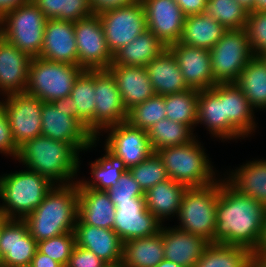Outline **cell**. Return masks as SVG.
<instances>
[{"mask_svg": "<svg viewBox=\"0 0 266 267\" xmlns=\"http://www.w3.org/2000/svg\"><path fill=\"white\" fill-rule=\"evenodd\" d=\"M224 109L225 117L244 136L256 129L253 107L235 83H224Z\"/></svg>", "mask_w": 266, "mask_h": 267, "instance_id": "obj_34", "label": "cell"}, {"mask_svg": "<svg viewBox=\"0 0 266 267\" xmlns=\"http://www.w3.org/2000/svg\"><path fill=\"white\" fill-rule=\"evenodd\" d=\"M18 267H32L31 265H26V266H18Z\"/></svg>", "mask_w": 266, "mask_h": 267, "instance_id": "obj_61", "label": "cell"}, {"mask_svg": "<svg viewBox=\"0 0 266 267\" xmlns=\"http://www.w3.org/2000/svg\"><path fill=\"white\" fill-rule=\"evenodd\" d=\"M105 155L98 158L90 165L93 180L82 181L77 180L78 188H92L100 191H107L110 188L118 185V181L128 171L123 160L105 147Z\"/></svg>", "mask_w": 266, "mask_h": 267, "instance_id": "obj_36", "label": "cell"}, {"mask_svg": "<svg viewBox=\"0 0 266 267\" xmlns=\"http://www.w3.org/2000/svg\"><path fill=\"white\" fill-rule=\"evenodd\" d=\"M147 29L166 47L180 41L186 15L175 0H141Z\"/></svg>", "mask_w": 266, "mask_h": 267, "instance_id": "obj_18", "label": "cell"}, {"mask_svg": "<svg viewBox=\"0 0 266 267\" xmlns=\"http://www.w3.org/2000/svg\"><path fill=\"white\" fill-rule=\"evenodd\" d=\"M217 180L203 187H187L183 194L178 219V228L199 236L214 244L216 208L219 197Z\"/></svg>", "mask_w": 266, "mask_h": 267, "instance_id": "obj_6", "label": "cell"}, {"mask_svg": "<svg viewBox=\"0 0 266 267\" xmlns=\"http://www.w3.org/2000/svg\"><path fill=\"white\" fill-rule=\"evenodd\" d=\"M261 57H262L263 60L266 62V52H265L264 54H262Z\"/></svg>", "mask_w": 266, "mask_h": 267, "instance_id": "obj_59", "label": "cell"}, {"mask_svg": "<svg viewBox=\"0 0 266 267\" xmlns=\"http://www.w3.org/2000/svg\"><path fill=\"white\" fill-rule=\"evenodd\" d=\"M204 13L224 28L244 29L248 12L236 0H207Z\"/></svg>", "mask_w": 266, "mask_h": 267, "instance_id": "obj_41", "label": "cell"}, {"mask_svg": "<svg viewBox=\"0 0 266 267\" xmlns=\"http://www.w3.org/2000/svg\"><path fill=\"white\" fill-rule=\"evenodd\" d=\"M95 82V137L107 127L127 121L125 108L114 76L107 69L94 70Z\"/></svg>", "mask_w": 266, "mask_h": 267, "instance_id": "obj_14", "label": "cell"}, {"mask_svg": "<svg viewBox=\"0 0 266 267\" xmlns=\"http://www.w3.org/2000/svg\"><path fill=\"white\" fill-rule=\"evenodd\" d=\"M166 118L164 96L155 94L128 111L127 121L134 127L148 131L155 123Z\"/></svg>", "mask_w": 266, "mask_h": 267, "instance_id": "obj_42", "label": "cell"}, {"mask_svg": "<svg viewBox=\"0 0 266 267\" xmlns=\"http://www.w3.org/2000/svg\"><path fill=\"white\" fill-rule=\"evenodd\" d=\"M106 42L114 54L147 30L146 14L141 0L98 13Z\"/></svg>", "mask_w": 266, "mask_h": 267, "instance_id": "obj_11", "label": "cell"}, {"mask_svg": "<svg viewBox=\"0 0 266 267\" xmlns=\"http://www.w3.org/2000/svg\"><path fill=\"white\" fill-rule=\"evenodd\" d=\"M46 21L43 12L30 1L0 19V36L32 58L39 57Z\"/></svg>", "mask_w": 266, "mask_h": 267, "instance_id": "obj_8", "label": "cell"}, {"mask_svg": "<svg viewBox=\"0 0 266 267\" xmlns=\"http://www.w3.org/2000/svg\"><path fill=\"white\" fill-rule=\"evenodd\" d=\"M9 220L4 212L0 211V232L4 226V224Z\"/></svg>", "mask_w": 266, "mask_h": 267, "instance_id": "obj_58", "label": "cell"}, {"mask_svg": "<svg viewBox=\"0 0 266 267\" xmlns=\"http://www.w3.org/2000/svg\"><path fill=\"white\" fill-rule=\"evenodd\" d=\"M84 71L85 69L78 65L33 57L25 93L43 102L63 99L70 96L75 81Z\"/></svg>", "mask_w": 266, "mask_h": 267, "instance_id": "obj_7", "label": "cell"}, {"mask_svg": "<svg viewBox=\"0 0 266 267\" xmlns=\"http://www.w3.org/2000/svg\"><path fill=\"white\" fill-rule=\"evenodd\" d=\"M113 230L123 243L160 232L162 223L146 208L144 197L132 202H117Z\"/></svg>", "mask_w": 266, "mask_h": 267, "instance_id": "obj_15", "label": "cell"}, {"mask_svg": "<svg viewBox=\"0 0 266 267\" xmlns=\"http://www.w3.org/2000/svg\"><path fill=\"white\" fill-rule=\"evenodd\" d=\"M192 130L194 129L168 118L158 121L147 131L152 151L190 143L196 137Z\"/></svg>", "mask_w": 266, "mask_h": 267, "instance_id": "obj_38", "label": "cell"}, {"mask_svg": "<svg viewBox=\"0 0 266 267\" xmlns=\"http://www.w3.org/2000/svg\"><path fill=\"white\" fill-rule=\"evenodd\" d=\"M252 267H266V258L254 256L252 259Z\"/></svg>", "mask_w": 266, "mask_h": 267, "instance_id": "obj_55", "label": "cell"}, {"mask_svg": "<svg viewBox=\"0 0 266 267\" xmlns=\"http://www.w3.org/2000/svg\"><path fill=\"white\" fill-rule=\"evenodd\" d=\"M211 67L216 83H235L255 56L245 29L226 30L211 49Z\"/></svg>", "mask_w": 266, "mask_h": 267, "instance_id": "obj_10", "label": "cell"}, {"mask_svg": "<svg viewBox=\"0 0 266 267\" xmlns=\"http://www.w3.org/2000/svg\"><path fill=\"white\" fill-rule=\"evenodd\" d=\"M47 19L76 22L93 13L89 0H32Z\"/></svg>", "mask_w": 266, "mask_h": 267, "instance_id": "obj_40", "label": "cell"}, {"mask_svg": "<svg viewBox=\"0 0 266 267\" xmlns=\"http://www.w3.org/2000/svg\"><path fill=\"white\" fill-rule=\"evenodd\" d=\"M250 47L255 56L266 52V10H255L248 13L245 25Z\"/></svg>", "mask_w": 266, "mask_h": 267, "instance_id": "obj_45", "label": "cell"}, {"mask_svg": "<svg viewBox=\"0 0 266 267\" xmlns=\"http://www.w3.org/2000/svg\"><path fill=\"white\" fill-rule=\"evenodd\" d=\"M266 207L244 196L226 179L219 183L214 244L258 249L264 228Z\"/></svg>", "mask_w": 266, "mask_h": 267, "instance_id": "obj_1", "label": "cell"}, {"mask_svg": "<svg viewBox=\"0 0 266 267\" xmlns=\"http://www.w3.org/2000/svg\"><path fill=\"white\" fill-rule=\"evenodd\" d=\"M74 233L77 246L92 251L107 265L121 266L124 243L113 229L90 226L77 218Z\"/></svg>", "mask_w": 266, "mask_h": 267, "instance_id": "obj_21", "label": "cell"}, {"mask_svg": "<svg viewBox=\"0 0 266 267\" xmlns=\"http://www.w3.org/2000/svg\"><path fill=\"white\" fill-rule=\"evenodd\" d=\"M145 67L153 90L157 95L165 96L190 88L184 80L175 56L168 48Z\"/></svg>", "mask_w": 266, "mask_h": 267, "instance_id": "obj_26", "label": "cell"}, {"mask_svg": "<svg viewBox=\"0 0 266 267\" xmlns=\"http://www.w3.org/2000/svg\"><path fill=\"white\" fill-rule=\"evenodd\" d=\"M73 99L66 96L42 104L41 135L71 144L79 153L95 147L97 137L73 116Z\"/></svg>", "mask_w": 266, "mask_h": 267, "instance_id": "obj_9", "label": "cell"}, {"mask_svg": "<svg viewBox=\"0 0 266 267\" xmlns=\"http://www.w3.org/2000/svg\"><path fill=\"white\" fill-rule=\"evenodd\" d=\"M92 11L98 14L107 9L126 6L137 2L138 0H89Z\"/></svg>", "mask_w": 266, "mask_h": 267, "instance_id": "obj_49", "label": "cell"}, {"mask_svg": "<svg viewBox=\"0 0 266 267\" xmlns=\"http://www.w3.org/2000/svg\"><path fill=\"white\" fill-rule=\"evenodd\" d=\"M128 171L144 192L169 178L163 161L156 152H152L144 161Z\"/></svg>", "mask_w": 266, "mask_h": 267, "instance_id": "obj_43", "label": "cell"}, {"mask_svg": "<svg viewBox=\"0 0 266 267\" xmlns=\"http://www.w3.org/2000/svg\"><path fill=\"white\" fill-rule=\"evenodd\" d=\"M107 193L114 205L117 202H132V198L144 197V191L129 171L123 173L118 185L107 190Z\"/></svg>", "mask_w": 266, "mask_h": 267, "instance_id": "obj_46", "label": "cell"}, {"mask_svg": "<svg viewBox=\"0 0 266 267\" xmlns=\"http://www.w3.org/2000/svg\"><path fill=\"white\" fill-rule=\"evenodd\" d=\"M187 186L168 178L144 192L146 208L162 223L168 216L178 215Z\"/></svg>", "mask_w": 266, "mask_h": 267, "instance_id": "obj_28", "label": "cell"}, {"mask_svg": "<svg viewBox=\"0 0 266 267\" xmlns=\"http://www.w3.org/2000/svg\"><path fill=\"white\" fill-rule=\"evenodd\" d=\"M32 57L0 36V92L24 93Z\"/></svg>", "mask_w": 266, "mask_h": 267, "instance_id": "obj_23", "label": "cell"}, {"mask_svg": "<svg viewBox=\"0 0 266 267\" xmlns=\"http://www.w3.org/2000/svg\"><path fill=\"white\" fill-rule=\"evenodd\" d=\"M115 210L107 191L78 188V218L84 224L113 229Z\"/></svg>", "mask_w": 266, "mask_h": 267, "instance_id": "obj_27", "label": "cell"}, {"mask_svg": "<svg viewBox=\"0 0 266 267\" xmlns=\"http://www.w3.org/2000/svg\"><path fill=\"white\" fill-rule=\"evenodd\" d=\"M197 124H205L209 134L231 140L245 136L225 117L224 83L199 90Z\"/></svg>", "mask_w": 266, "mask_h": 267, "instance_id": "obj_17", "label": "cell"}, {"mask_svg": "<svg viewBox=\"0 0 266 267\" xmlns=\"http://www.w3.org/2000/svg\"><path fill=\"white\" fill-rule=\"evenodd\" d=\"M164 259L160 232L150 237L131 239L123 244L120 267H156Z\"/></svg>", "mask_w": 266, "mask_h": 267, "instance_id": "obj_32", "label": "cell"}, {"mask_svg": "<svg viewBox=\"0 0 266 267\" xmlns=\"http://www.w3.org/2000/svg\"><path fill=\"white\" fill-rule=\"evenodd\" d=\"M253 257L245 247L209 243L194 267H252Z\"/></svg>", "mask_w": 266, "mask_h": 267, "instance_id": "obj_37", "label": "cell"}, {"mask_svg": "<svg viewBox=\"0 0 266 267\" xmlns=\"http://www.w3.org/2000/svg\"><path fill=\"white\" fill-rule=\"evenodd\" d=\"M39 57L53 62L78 65L74 22L47 19Z\"/></svg>", "mask_w": 266, "mask_h": 267, "instance_id": "obj_22", "label": "cell"}, {"mask_svg": "<svg viewBox=\"0 0 266 267\" xmlns=\"http://www.w3.org/2000/svg\"><path fill=\"white\" fill-rule=\"evenodd\" d=\"M199 143L195 138L190 143L156 151L169 178L187 187H203L217 180L211 161Z\"/></svg>", "mask_w": 266, "mask_h": 267, "instance_id": "obj_5", "label": "cell"}, {"mask_svg": "<svg viewBox=\"0 0 266 267\" xmlns=\"http://www.w3.org/2000/svg\"><path fill=\"white\" fill-rule=\"evenodd\" d=\"M255 10H266V0H255Z\"/></svg>", "mask_w": 266, "mask_h": 267, "instance_id": "obj_57", "label": "cell"}, {"mask_svg": "<svg viewBox=\"0 0 266 267\" xmlns=\"http://www.w3.org/2000/svg\"><path fill=\"white\" fill-rule=\"evenodd\" d=\"M164 245V259L183 267H194L209 244L203 238L178 227H161Z\"/></svg>", "mask_w": 266, "mask_h": 267, "instance_id": "obj_24", "label": "cell"}, {"mask_svg": "<svg viewBox=\"0 0 266 267\" xmlns=\"http://www.w3.org/2000/svg\"><path fill=\"white\" fill-rule=\"evenodd\" d=\"M37 241L30 235L23 219H9L0 232L2 267L31 265Z\"/></svg>", "mask_w": 266, "mask_h": 267, "instance_id": "obj_19", "label": "cell"}, {"mask_svg": "<svg viewBox=\"0 0 266 267\" xmlns=\"http://www.w3.org/2000/svg\"><path fill=\"white\" fill-rule=\"evenodd\" d=\"M254 256H259V257L266 256V217L264 221L263 235L258 249L254 252Z\"/></svg>", "mask_w": 266, "mask_h": 267, "instance_id": "obj_53", "label": "cell"}, {"mask_svg": "<svg viewBox=\"0 0 266 267\" xmlns=\"http://www.w3.org/2000/svg\"><path fill=\"white\" fill-rule=\"evenodd\" d=\"M105 267H120V266L106 265Z\"/></svg>", "mask_w": 266, "mask_h": 267, "instance_id": "obj_60", "label": "cell"}, {"mask_svg": "<svg viewBox=\"0 0 266 267\" xmlns=\"http://www.w3.org/2000/svg\"><path fill=\"white\" fill-rule=\"evenodd\" d=\"M224 28L213 17L205 13L186 16L179 43L210 50L220 41Z\"/></svg>", "mask_w": 266, "mask_h": 267, "instance_id": "obj_31", "label": "cell"}, {"mask_svg": "<svg viewBox=\"0 0 266 267\" xmlns=\"http://www.w3.org/2000/svg\"><path fill=\"white\" fill-rule=\"evenodd\" d=\"M15 159L56 185L76 183L73 180L81 165L79 152L71 144L43 135L18 146Z\"/></svg>", "mask_w": 266, "mask_h": 267, "instance_id": "obj_2", "label": "cell"}, {"mask_svg": "<svg viewBox=\"0 0 266 267\" xmlns=\"http://www.w3.org/2000/svg\"><path fill=\"white\" fill-rule=\"evenodd\" d=\"M107 70L114 76L127 111L155 95L146 67L110 65Z\"/></svg>", "mask_w": 266, "mask_h": 267, "instance_id": "obj_25", "label": "cell"}, {"mask_svg": "<svg viewBox=\"0 0 266 267\" xmlns=\"http://www.w3.org/2000/svg\"><path fill=\"white\" fill-rule=\"evenodd\" d=\"M53 184L46 177L31 171L19 172L0 176V211L9 219H24L38 207Z\"/></svg>", "mask_w": 266, "mask_h": 267, "instance_id": "obj_4", "label": "cell"}, {"mask_svg": "<svg viewBox=\"0 0 266 267\" xmlns=\"http://www.w3.org/2000/svg\"><path fill=\"white\" fill-rule=\"evenodd\" d=\"M70 97L73 99V116L95 137L94 70H85L77 78Z\"/></svg>", "mask_w": 266, "mask_h": 267, "instance_id": "obj_33", "label": "cell"}, {"mask_svg": "<svg viewBox=\"0 0 266 267\" xmlns=\"http://www.w3.org/2000/svg\"><path fill=\"white\" fill-rule=\"evenodd\" d=\"M0 153L13 156L14 159L18 153V146L13 137L11 127L7 119V113L3 103L0 101Z\"/></svg>", "mask_w": 266, "mask_h": 267, "instance_id": "obj_47", "label": "cell"}, {"mask_svg": "<svg viewBox=\"0 0 266 267\" xmlns=\"http://www.w3.org/2000/svg\"><path fill=\"white\" fill-rule=\"evenodd\" d=\"M32 0H0V19L9 11Z\"/></svg>", "mask_w": 266, "mask_h": 267, "instance_id": "obj_52", "label": "cell"}, {"mask_svg": "<svg viewBox=\"0 0 266 267\" xmlns=\"http://www.w3.org/2000/svg\"><path fill=\"white\" fill-rule=\"evenodd\" d=\"M78 218V186L76 183L53 186L41 204L23 220L37 241L74 232Z\"/></svg>", "mask_w": 266, "mask_h": 267, "instance_id": "obj_3", "label": "cell"}, {"mask_svg": "<svg viewBox=\"0 0 266 267\" xmlns=\"http://www.w3.org/2000/svg\"><path fill=\"white\" fill-rule=\"evenodd\" d=\"M2 100L12 137L17 146L41 135L43 101L27 93H14Z\"/></svg>", "mask_w": 266, "mask_h": 267, "instance_id": "obj_13", "label": "cell"}, {"mask_svg": "<svg viewBox=\"0 0 266 267\" xmlns=\"http://www.w3.org/2000/svg\"><path fill=\"white\" fill-rule=\"evenodd\" d=\"M166 48V45L147 29L129 44L115 52L111 65L145 67Z\"/></svg>", "mask_w": 266, "mask_h": 267, "instance_id": "obj_30", "label": "cell"}, {"mask_svg": "<svg viewBox=\"0 0 266 267\" xmlns=\"http://www.w3.org/2000/svg\"><path fill=\"white\" fill-rule=\"evenodd\" d=\"M167 48L175 56L184 80L190 88L209 89L217 84L213 77L210 50L179 42Z\"/></svg>", "mask_w": 266, "mask_h": 267, "instance_id": "obj_20", "label": "cell"}, {"mask_svg": "<svg viewBox=\"0 0 266 267\" xmlns=\"http://www.w3.org/2000/svg\"><path fill=\"white\" fill-rule=\"evenodd\" d=\"M156 267H183L167 259H163Z\"/></svg>", "mask_w": 266, "mask_h": 267, "instance_id": "obj_56", "label": "cell"}, {"mask_svg": "<svg viewBox=\"0 0 266 267\" xmlns=\"http://www.w3.org/2000/svg\"><path fill=\"white\" fill-rule=\"evenodd\" d=\"M76 246L74 232H67L62 235L37 242V250L56 262L66 267L69 257Z\"/></svg>", "mask_w": 266, "mask_h": 267, "instance_id": "obj_44", "label": "cell"}, {"mask_svg": "<svg viewBox=\"0 0 266 267\" xmlns=\"http://www.w3.org/2000/svg\"><path fill=\"white\" fill-rule=\"evenodd\" d=\"M186 16L202 14L205 11L207 0H175Z\"/></svg>", "mask_w": 266, "mask_h": 267, "instance_id": "obj_50", "label": "cell"}, {"mask_svg": "<svg viewBox=\"0 0 266 267\" xmlns=\"http://www.w3.org/2000/svg\"><path fill=\"white\" fill-rule=\"evenodd\" d=\"M235 84L253 109H266V62L261 56H254L247 63Z\"/></svg>", "mask_w": 266, "mask_h": 267, "instance_id": "obj_35", "label": "cell"}, {"mask_svg": "<svg viewBox=\"0 0 266 267\" xmlns=\"http://www.w3.org/2000/svg\"><path fill=\"white\" fill-rule=\"evenodd\" d=\"M32 267H63L60 263L56 262L49 256L39 252H35V255L31 262Z\"/></svg>", "mask_w": 266, "mask_h": 267, "instance_id": "obj_51", "label": "cell"}, {"mask_svg": "<svg viewBox=\"0 0 266 267\" xmlns=\"http://www.w3.org/2000/svg\"><path fill=\"white\" fill-rule=\"evenodd\" d=\"M226 181L239 193L266 207V160H253L230 172Z\"/></svg>", "mask_w": 266, "mask_h": 267, "instance_id": "obj_29", "label": "cell"}, {"mask_svg": "<svg viewBox=\"0 0 266 267\" xmlns=\"http://www.w3.org/2000/svg\"><path fill=\"white\" fill-rule=\"evenodd\" d=\"M105 130L110 133L104 146L121 158L128 169L144 161L153 152L147 131L132 126L128 121Z\"/></svg>", "mask_w": 266, "mask_h": 267, "instance_id": "obj_16", "label": "cell"}, {"mask_svg": "<svg viewBox=\"0 0 266 267\" xmlns=\"http://www.w3.org/2000/svg\"><path fill=\"white\" fill-rule=\"evenodd\" d=\"M78 66L85 70L108 69L113 54L108 48L98 14L74 22Z\"/></svg>", "mask_w": 266, "mask_h": 267, "instance_id": "obj_12", "label": "cell"}, {"mask_svg": "<svg viewBox=\"0 0 266 267\" xmlns=\"http://www.w3.org/2000/svg\"><path fill=\"white\" fill-rule=\"evenodd\" d=\"M248 13L255 11V0H236Z\"/></svg>", "mask_w": 266, "mask_h": 267, "instance_id": "obj_54", "label": "cell"}, {"mask_svg": "<svg viewBox=\"0 0 266 267\" xmlns=\"http://www.w3.org/2000/svg\"><path fill=\"white\" fill-rule=\"evenodd\" d=\"M107 264L92 251L75 246L66 267H105Z\"/></svg>", "mask_w": 266, "mask_h": 267, "instance_id": "obj_48", "label": "cell"}, {"mask_svg": "<svg viewBox=\"0 0 266 267\" xmlns=\"http://www.w3.org/2000/svg\"><path fill=\"white\" fill-rule=\"evenodd\" d=\"M198 95L199 90L194 88L165 95L166 118L194 129L197 125Z\"/></svg>", "mask_w": 266, "mask_h": 267, "instance_id": "obj_39", "label": "cell"}]
</instances>
